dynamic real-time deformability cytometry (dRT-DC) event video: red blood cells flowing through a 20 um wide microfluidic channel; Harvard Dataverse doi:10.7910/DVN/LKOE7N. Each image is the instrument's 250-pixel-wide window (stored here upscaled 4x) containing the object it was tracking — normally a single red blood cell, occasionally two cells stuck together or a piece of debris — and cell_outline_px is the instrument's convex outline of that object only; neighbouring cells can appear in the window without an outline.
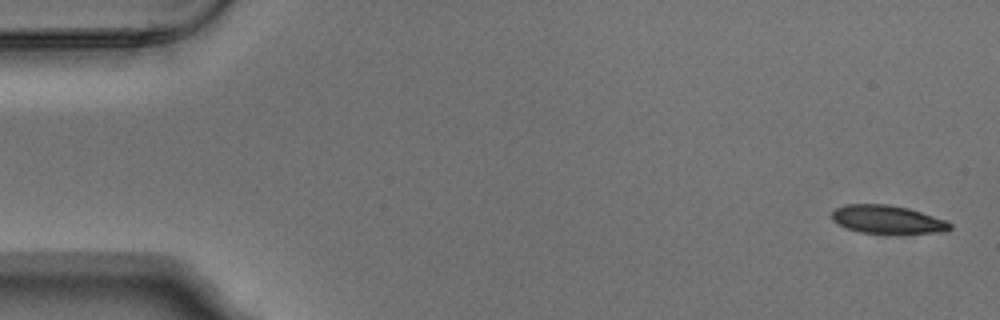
{"species": "Egyptian fruit bat (a non-hibernating species)", "species_latin": "Rousettus aegyptiacus", "temperature_condition": "warm", "stored_images_in_passage": 6, "camera_frame_rate_fps": 3000, "um_per_image_px": 0.085, "animal": {"sex": "male"}, "frame": {"image": 1, "passage_image": 1, "time_ms": 0.0, "image_size_px": [1000, 320], "cell_outline_px": [[952, 228], [948, 232], [896, 236], [860, 232], [848, 228], [832, 220], [832, 212], [836, 208], [844, 204], [888, 204], [908, 208], [948, 220], [952, 224]], "centroid_in_image_um": [75.54, 18.7], "position_along_channel_um": 9.5, "area_um2": 20.4}}
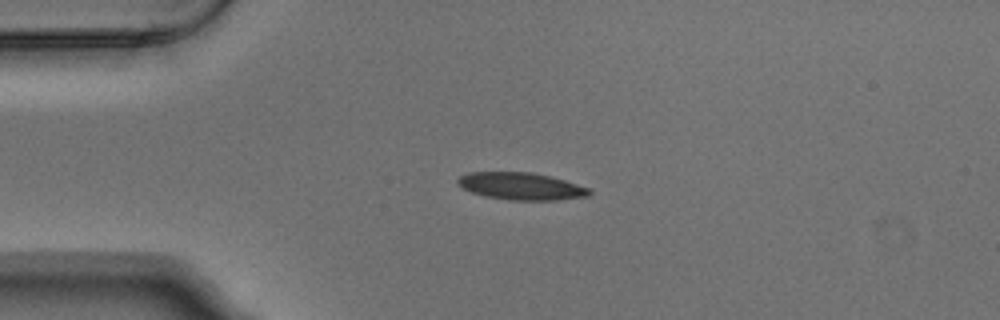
{"frame": {"image": 2, "passage_image": 4, "time_ms": 1.0, "image_size_px": [1000, 320], "cell_outline_px": [[592, 192], [588, 196], [556, 200], [512, 200], [484, 196], [472, 192], [464, 188], [456, 180], [460, 176], [468, 172], [532, 172], [564, 180], [592, 188]], "centroid_in_image_um": [44.33, 15.82], "position_along_channel_um": 40.7, "area_um2": 20.81}}
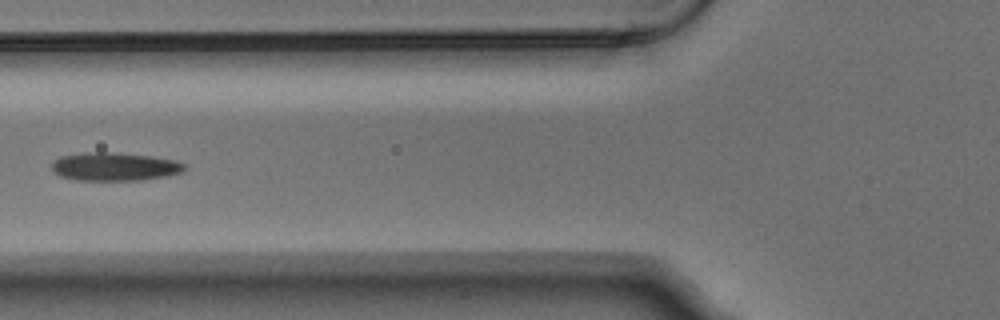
{"frame": {"image": 3, "passage_image": 6, "time_ms": 1.667, "image_size_px": [1000, 320], "cell_outline_px": [[184, 168], [180, 172], [168, 176], [140, 180], [76, 180], [60, 176], [52, 172], [52, 164], [60, 156], [84, 152], [104, 152], [152, 156], [176, 160], [184, 164]], "centroid_in_image_um": [9.71, 14.16], "position_along_channel_um": 116.1, "area_um2": 21.79}}